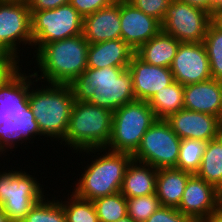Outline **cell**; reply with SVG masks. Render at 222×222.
I'll return each instance as SVG.
<instances>
[{
    "label": "cell",
    "instance_id": "obj_27",
    "mask_svg": "<svg viewBox=\"0 0 222 222\" xmlns=\"http://www.w3.org/2000/svg\"><path fill=\"white\" fill-rule=\"evenodd\" d=\"M207 142L196 139L181 140L177 169L196 174L200 169Z\"/></svg>",
    "mask_w": 222,
    "mask_h": 222
},
{
    "label": "cell",
    "instance_id": "obj_12",
    "mask_svg": "<svg viewBox=\"0 0 222 222\" xmlns=\"http://www.w3.org/2000/svg\"><path fill=\"white\" fill-rule=\"evenodd\" d=\"M210 23L208 12L172 0L161 22V29L179 42H203Z\"/></svg>",
    "mask_w": 222,
    "mask_h": 222
},
{
    "label": "cell",
    "instance_id": "obj_28",
    "mask_svg": "<svg viewBox=\"0 0 222 222\" xmlns=\"http://www.w3.org/2000/svg\"><path fill=\"white\" fill-rule=\"evenodd\" d=\"M45 196L37 202L26 214L21 222H66V216L61 199L53 197L52 200Z\"/></svg>",
    "mask_w": 222,
    "mask_h": 222
},
{
    "label": "cell",
    "instance_id": "obj_9",
    "mask_svg": "<svg viewBox=\"0 0 222 222\" xmlns=\"http://www.w3.org/2000/svg\"><path fill=\"white\" fill-rule=\"evenodd\" d=\"M83 32V17L70 4L55 9L31 11L32 49L44 44L78 36Z\"/></svg>",
    "mask_w": 222,
    "mask_h": 222
},
{
    "label": "cell",
    "instance_id": "obj_29",
    "mask_svg": "<svg viewBox=\"0 0 222 222\" xmlns=\"http://www.w3.org/2000/svg\"><path fill=\"white\" fill-rule=\"evenodd\" d=\"M64 200L60 203L65 212L66 222H99L92 201L79 198L73 192L70 196L68 194L67 201Z\"/></svg>",
    "mask_w": 222,
    "mask_h": 222
},
{
    "label": "cell",
    "instance_id": "obj_30",
    "mask_svg": "<svg viewBox=\"0 0 222 222\" xmlns=\"http://www.w3.org/2000/svg\"><path fill=\"white\" fill-rule=\"evenodd\" d=\"M203 43L207 50L212 78L222 82V32L210 23Z\"/></svg>",
    "mask_w": 222,
    "mask_h": 222
},
{
    "label": "cell",
    "instance_id": "obj_7",
    "mask_svg": "<svg viewBox=\"0 0 222 222\" xmlns=\"http://www.w3.org/2000/svg\"><path fill=\"white\" fill-rule=\"evenodd\" d=\"M157 120L148 101L135 100L113 112L109 151L133 155L143 135Z\"/></svg>",
    "mask_w": 222,
    "mask_h": 222
},
{
    "label": "cell",
    "instance_id": "obj_8",
    "mask_svg": "<svg viewBox=\"0 0 222 222\" xmlns=\"http://www.w3.org/2000/svg\"><path fill=\"white\" fill-rule=\"evenodd\" d=\"M7 171H0V207L11 222H21L45 196L44 186L22 169Z\"/></svg>",
    "mask_w": 222,
    "mask_h": 222
},
{
    "label": "cell",
    "instance_id": "obj_32",
    "mask_svg": "<svg viewBox=\"0 0 222 222\" xmlns=\"http://www.w3.org/2000/svg\"><path fill=\"white\" fill-rule=\"evenodd\" d=\"M146 15L154 17L160 23L164 19L167 7L172 0H127Z\"/></svg>",
    "mask_w": 222,
    "mask_h": 222
},
{
    "label": "cell",
    "instance_id": "obj_26",
    "mask_svg": "<svg viewBox=\"0 0 222 222\" xmlns=\"http://www.w3.org/2000/svg\"><path fill=\"white\" fill-rule=\"evenodd\" d=\"M92 202L99 222H116L128 215L127 200L121 192L96 198Z\"/></svg>",
    "mask_w": 222,
    "mask_h": 222
},
{
    "label": "cell",
    "instance_id": "obj_25",
    "mask_svg": "<svg viewBox=\"0 0 222 222\" xmlns=\"http://www.w3.org/2000/svg\"><path fill=\"white\" fill-rule=\"evenodd\" d=\"M196 175L222 189V135L207 142L200 169Z\"/></svg>",
    "mask_w": 222,
    "mask_h": 222
},
{
    "label": "cell",
    "instance_id": "obj_14",
    "mask_svg": "<svg viewBox=\"0 0 222 222\" xmlns=\"http://www.w3.org/2000/svg\"><path fill=\"white\" fill-rule=\"evenodd\" d=\"M120 27L121 39L137 51L161 30V23L129 1L120 0Z\"/></svg>",
    "mask_w": 222,
    "mask_h": 222
},
{
    "label": "cell",
    "instance_id": "obj_18",
    "mask_svg": "<svg viewBox=\"0 0 222 222\" xmlns=\"http://www.w3.org/2000/svg\"><path fill=\"white\" fill-rule=\"evenodd\" d=\"M82 34L89 44L120 39V0L83 18Z\"/></svg>",
    "mask_w": 222,
    "mask_h": 222
},
{
    "label": "cell",
    "instance_id": "obj_10",
    "mask_svg": "<svg viewBox=\"0 0 222 222\" xmlns=\"http://www.w3.org/2000/svg\"><path fill=\"white\" fill-rule=\"evenodd\" d=\"M181 139L165 119H157L143 135L132 155L134 161L155 169L177 168Z\"/></svg>",
    "mask_w": 222,
    "mask_h": 222
},
{
    "label": "cell",
    "instance_id": "obj_43",
    "mask_svg": "<svg viewBox=\"0 0 222 222\" xmlns=\"http://www.w3.org/2000/svg\"><path fill=\"white\" fill-rule=\"evenodd\" d=\"M218 211L222 213V189L219 190L218 194Z\"/></svg>",
    "mask_w": 222,
    "mask_h": 222
},
{
    "label": "cell",
    "instance_id": "obj_21",
    "mask_svg": "<svg viewBox=\"0 0 222 222\" xmlns=\"http://www.w3.org/2000/svg\"><path fill=\"white\" fill-rule=\"evenodd\" d=\"M158 169L132 160L128 165L121 187V194L127 199L156 193Z\"/></svg>",
    "mask_w": 222,
    "mask_h": 222
},
{
    "label": "cell",
    "instance_id": "obj_20",
    "mask_svg": "<svg viewBox=\"0 0 222 222\" xmlns=\"http://www.w3.org/2000/svg\"><path fill=\"white\" fill-rule=\"evenodd\" d=\"M134 55V49L121 38L89 44L87 68L128 67Z\"/></svg>",
    "mask_w": 222,
    "mask_h": 222
},
{
    "label": "cell",
    "instance_id": "obj_11",
    "mask_svg": "<svg viewBox=\"0 0 222 222\" xmlns=\"http://www.w3.org/2000/svg\"><path fill=\"white\" fill-rule=\"evenodd\" d=\"M31 11L27 2L0 1V50L18 64L20 45L32 46Z\"/></svg>",
    "mask_w": 222,
    "mask_h": 222
},
{
    "label": "cell",
    "instance_id": "obj_3",
    "mask_svg": "<svg viewBox=\"0 0 222 222\" xmlns=\"http://www.w3.org/2000/svg\"><path fill=\"white\" fill-rule=\"evenodd\" d=\"M88 48L83 34L44 44L33 53L41 74L34 71V77L47 84H70L87 68Z\"/></svg>",
    "mask_w": 222,
    "mask_h": 222
},
{
    "label": "cell",
    "instance_id": "obj_35",
    "mask_svg": "<svg viewBox=\"0 0 222 222\" xmlns=\"http://www.w3.org/2000/svg\"><path fill=\"white\" fill-rule=\"evenodd\" d=\"M70 3V0H28L30 11H41L55 9L61 5Z\"/></svg>",
    "mask_w": 222,
    "mask_h": 222
},
{
    "label": "cell",
    "instance_id": "obj_40",
    "mask_svg": "<svg viewBox=\"0 0 222 222\" xmlns=\"http://www.w3.org/2000/svg\"><path fill=\"white\" fill-rule=\"evenodd\" d=\"M200 222H222V213L218 210L212 212L207 217L202 219Z\"/></svg>",
    "mask_w": 222,
    "mask_h": 222
},
{
    "label": "cell",
    "instance_id": "obj_15",
    "mask_svg": "<svg viewBox=\"0 0 222 222\" xmlns=\"http://www.w3.org/2000/svg\"><path fill=\"white\" fill-rule=\"evenodd\" d=\"M165 120L181 140L196 139L208 142L222 134L219 117L206 113L183 108Z\"/></svg>",
    "mask_w": 222,
    "mask_h": 222
},
{
    "label": "cell",
    "instance_id": "obj_31",
    "mask_svg": "<svg viewBox=\"0 0 222 222\" xmlns=\"http://www.w3.org/2000/svg\"><path fill=\"white\" fill-rule=\"evenodd\" d=\"M126 200L127 214L134 222H145L161 206L156 193Z\"/></svg>",
    "mask_w": 222,
    "mask_h": 222
},
{
    "label": "cell",
    "instance_id": "obj_17",
    "mask_svg": "<svg viewBox=\"0 0 222 222\" xmlns=\"http://www.w3.org/2000/svg\"><path fill=\"white\" fill-rule=\"evenodd\" d=\"M128 70L132 76L136 100L149 101L157 91L174 82L170 68L145 63L136 54L132 57Z\"/></svg>",
    "mask_w": 222,
    "mask_h": 222
},
{
    "label": "cell",
    "instance_id": "obj_24",
    "mask_svg": "<svg viewBox=\"0 0 222 222\" xmlns=\"http://www.w3.org/2000/svg\"><path fill=\"white\" fill-rule=\"evenodd\" d=\"M148 103L157 119H167L184 108V86L174 81L157 91Z\"/></svg>",
    "mask_w": 222,
    "mask_h": 222
},
{
    "label": "cell",
    "instance_id": "obj_37",
    "mask_svg": "<svg viewBox=\"0 0 222 222\" xmlns=\"http://www.w3.org/2000/svg\"><path fill=\"white\" fill-rule=\"evenodd\" d=\"M178 1L208 12L209 0H178Z\"/></svg>",
    "mask_w": 222,
    "mask_h": 222
},
{
    "label": "cell",
    "instance_id": "obj_23",
    "mask_svg": "<svg viewBox=\"0 0 222 222\" xmlns=\"http://www.w3.org/2000/svg\"><path fill=\"white\" fill-rule=\"evenodd\" d=\"M180 43L161 29L135 51V54L145 63L170 68Z\"/></svg>",
    "mask_w": 222,
    "mask_h": 222
},
{
    "label": "cell",
    "instance_id": "obj_42",
    "mask_svg": "<svg viewBox=\"0 0 222 222\" xmlns=\"http://www.w3.org/2000/svg\"><path fill=\"white\" fill-rule=\"evenodd\" d=\"M0 222H11L8 218L3 209L0 207Z\"/></svg>",
    "mask_w": 222,
    "mask_h": 222
},
{
    "label": "cell",
    "instance_id": "obj_44",
    "mask_svg": "<svg viewBox=\"0 0 222 222\" xmlns=\"http://www.w3.org/2000/svg\"><path fill=\"white\" fill-rule=\"evenodd\" d=\"M116 222H134L128 215Z\"/></svg>",
    "mask_w": 222,
    "mask_h": 222
},
{
    "label": "cell",
    "instance_id": "obj_36",
    "mask_svg": "<svg viewBox=\"0 0 222 222\" xmlns=\"http://www.w3.org/2000/svg\"><path fill=\"white\" fill-rule=\"evenodd\" d=\"M19 64L17 62H0V83L8 76Z\"/></svg>",
    "mask_w": 222,
    "mask_h": 222
},
{
    "label": "cell",
    "instance_id": "obj_41",
    "mask_svg": "<svg viewBox=\"0 0 222 222\" xmlns=\"http://www.w3.org/2000/svg\"><path fill=\"white\" fill-rule=\"evenodd\" d=\"M0 62H15L10 56H7L0 50Z\"/></svg>",
    "mask_w": 222,
    "mask_h": 222
},
{
    "label": "cell",
    "instance_id": "obj_33",
    "mask_svg": "<svg viewBox=\"0 0 222 222\" xmlns=\"http://www.w3.org/2000/svg\"><path fill=\"white\" fill-rule=\"evenodd\" d=\"M145 222H195L177 208L160 206Z\"/></svg>",
    "mask_w": 222,
    "mask_h": 222
},
{
    "label": "cell",
    "instance_id": "obj_38",
    "mask_svg": "<svg viewBox=\"0 0 222 222\" xmlns=\"http://www.w3.org/2000/svg\"><path fill=\"white\" fill-rule=\"evenodd\" d=\"M220 11H222V0H209L208 14L211 16Z\"/></svg>",
    "mask_w": 222,
    "mask_h": 222
},
{
    "label": "cell",
    "instance_id": "obj_39",
    "mask_svg": "<svg viewBox=\"0 0 222 222\" xmlns=\"http://www.w3.org/2000/svg\"><path fill=\"white\" fill-rule=\"evenodd\" d=\"M211 24L222 32V11L211 15Z\"/></svg>",
    "mask_w": 222,
    "mask_h": 222
},
{
    "label": "cell",
    "instance_id": "obj_5",
    "mask_svg": "<svg viewBox=\"0 0 222 222\" xmlns=\"http://www.w3.org/2000/svg\"><path fill=\"white\" fill-rule=\"evenodd\" d=\"M45 85L39 88L37 84V88L32 86L29 89V106L44 138L62 141L68 130L75 98L69 84Z\"/></svg>",
    "mask_w": 222,
    "mask_h": 222
},
{
    "label": "cell",
    "instance_id": "obj_4",
    "mask_svg": "<svg viewBox=\"0 0 222 222\" xmlns=\"http://www.w3.org/2000/svg\"><path fill=\"white\" fill-rule=\"evenodd\" d=\"M98 156L93 155L96 154ZM93 155L90 164L84 168V172L77 178L73 193L79 198L93 201L96 198L115 194L121 191L126 169L133 157L129 153L107 151L106 148L87 149L79 151ZM91 152V153H90ZM96 158V159H95Z\"/></svg>",
    "mask_w": 222,
    "mask_h": 222
},
{
    "label": "cell",
    "instance_id": "obj_22",
    "mask_svg": "<svg viewBox=\"0 0 222 222\" xmlns=\"http://www.w3.org/2000/svg\"><path fill=\"white\" fill-rule=\"evenodd\" d=\"M192 175L177 168L158 169L156 194L161 206L178 208L188 179Z\"/></svg>",
    "mask_w": 222,
    "mask_h": 222
},
{
    "label": "cell",
    "instance_id": "obj_45",
    "mask_svg": "<svg viewBox=\"0 0 222 222\" xmlns=\"http://www.w3.org/2000/svg\"><path fill=\"white\" fill-rule=\"evenodd\" d=\"M219 121H220L221 130H222V112H221V115H220V117H219Z\"/></svg>",
    "mask_w": 222,
    "mask_h": 222
},
{
    "label": "cell",
    "instance_id": "obj_46",
    "mask_svg": "<svg viewBox=\"0 0 222 222\" xmlns=\"http://www.w3.org/2000/svg\"><path fill=\"white\" fill-rule=\"evenodd\" d=\"M6 1L27 2L28 0H6Z\"/></svg>",
    "mask_w": 222,
    "mask_h": 222
},
{
    "label": "cell",
    "instance_id": "obj_6",
    "mask_svg": "<svg viewBox=\"0 0 222 222\" xmlns=\"http://www.w3.org/2000/svg\"><path fill=\"white\" fill-rule=\"evenodd\" d=\"M113 112L89 102L74 101L70 122L60 142L73 148L74 153L87 149L105 148L111 137ZM72 147V148H71Z\"/></svg>",
    "mask_w": 222,
    "mask_h": 222
},
{
    "label": "cell",
    "instance_id": "obj_1",
    "mask_svg": "<svg viewBox=\"0 0 222 222\" xmlns=\"http://www.w3.org/2000/svg\"><path fill=\"white\" fill-rule=\"evenodd\" d=\"M19 66L0 83V157L20 143L43 136L29 106V89L38 81Z\"/></svg>",
    "mask_w": 222,
    "mask_h": 222
},
{
    "label": "cell",
    "instance_id": "obj_19",
    "mask_svg": "<svg viewBox=\"0 0 222 222\" xmlns=\"http://www.w3.org/2000/svg\"><path fill=\"white\" fill-rule=\"evenodd\" d=\"M184 108L220 117L222 82L213 78L184 86Z\"/></svg>",
    "mask_w": 222,
    "mask_h": 222
},
{
    "label": "cell",
    "instance_id": "obj_2",
    "mask_svg": "<svg viewBox=\"0 0 222 222\" xmlns=\"http://www.w3.org/2000/svg\"><path fill=\"white\" fill-rule=\"evenodd\" d=\"M69 86L76 101L112 112L136 100L128 67L86 68Z\"/></svg>",
    "mask_w": 222,
    "mask_h": 222
},
{
    "label": "cell",
    "instance_id": "obj_16",
    "mask_svg": "<svg viewBox=\"0 0 222 222\" xmlns=\"http://www.w3.org/2000/svg\"><path fill=\"white\" fill-rule=\"evenodd\" d=\"M218 194L219 190L213 185L193 174L188 179L177 209L195 222H200L218 210Z\"/></svg>",
    "mask_w": 222,
    "mask_h": 222
},
{
    "label": "cell",
    "instance_id": "obj_13",
    "mask_svg": "<svg viewBox=\"0 0 222 222\" xmlns=\"http://www.w3.org/2000/svg\"><path fill=\"white\" fill-rule=\"evenodd\" d=\"M170 69L174 81L183 86L212 78L207 50L203 42H181Z\"/></svg>",
    "mask_w": 222,
    "mask_h": 222
},
{
    "label": "cell",
    "instance_id": "obj_34",
    "mask_svg": "<svg viewBox=\"0 0 222 222\" xmlns=\"http://www.w3.org/2000/svg\"><path fill=\"white\" fill-rule=\"evenodd\" d=\"M116 0H70V4L85 18L99 9L110 6Z\"/></svg>",
    "mask_w": 222,
    "mask_h": 222
}]
</instances>
